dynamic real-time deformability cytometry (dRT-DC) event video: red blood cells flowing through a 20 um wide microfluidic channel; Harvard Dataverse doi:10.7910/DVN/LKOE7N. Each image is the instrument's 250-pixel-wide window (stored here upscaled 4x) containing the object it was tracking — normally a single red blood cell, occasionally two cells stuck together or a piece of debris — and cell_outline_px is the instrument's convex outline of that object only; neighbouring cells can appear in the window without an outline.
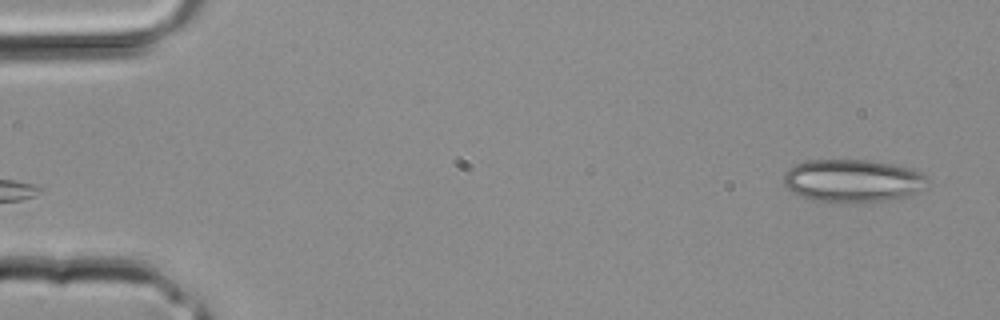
{"species": "common noctule bat (a hibernating species)", "species_latin": "Nyctalus noctula", "temperature_condition": "room temperature", "stored_images_in_passage": 2, "camera_frame_rate_fps": 3000, "um_per_image_px": 0.085, "animal": {"sex": "male", "body_mass_g": 20.4}, "frame": {"image": 1, "passage_image": 2, "time_ms": 0.333, "image_size_px": [1000, 320], "cell_outline_px": [[928, 188], [912, 196], [868, 204], [812, 200], [800, 196], [784, 188], [784, 172], [788, 168], [796, 164], [808, 160], [872, 160], [908, 168], [920, 172], [928, 180]], "centroid_in_image_um": [72.51, 15.4], "position_along_channel_um": 12.5, "area_um2": 36.76}}